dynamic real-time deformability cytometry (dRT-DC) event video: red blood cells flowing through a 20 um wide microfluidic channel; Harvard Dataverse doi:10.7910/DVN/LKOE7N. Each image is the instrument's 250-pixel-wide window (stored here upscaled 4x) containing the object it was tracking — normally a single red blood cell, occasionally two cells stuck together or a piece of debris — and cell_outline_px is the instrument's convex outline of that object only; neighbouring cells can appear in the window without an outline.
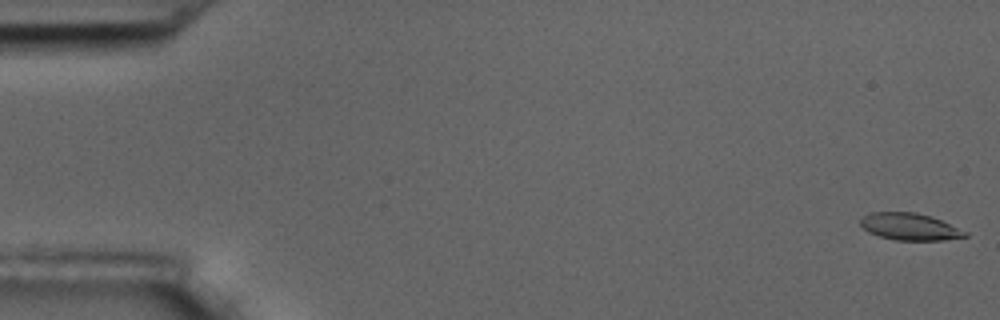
{"species": "common noctule bat (a hibernating species)", "species_latin": "Nyctalus noctula", "temperature_condition": "room temperature", "stored_images_in_passage": 6, "camera_frame_rate_fps": 3000, "um_per_image_px": 0.085, "animal": {"sex": "male", "body_mass_g": 17.5, "forearm_length_mm": 52.3}, "frame": {"image": 1, "passage_image": 1, "time_ms": 0.0, "image_size_px": [1000, 320], "cell_outline_px": [[968, 236], [944, 240], [896, 240], [880, 236], [868, 232], [860, 224], [860, 220], [864, 216], [872, 212], [916, 212], [932, 216], [968, 232]], "centroid_in_image_um": [77.35, 19.26], "position_along_channel_um": 7.7, "area_um2": 16.42}}
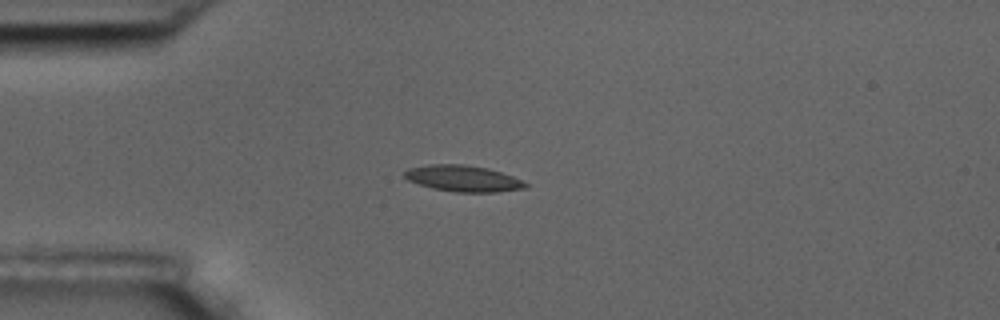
{"frame": {"image": 2, "passage_image": 5, "time_ms": 4.667, "image_size_px": [1000, 320], "cell_outline_px": [[528, 188], [496, 192], [456, 192], [432, 188], [408, 180], [404, 176], [404, 172], [408, 168], [428, 164], [464, 164], [488, 168], [512, 176], [528, 184]], "centroid_in_image_um": [39.36, 15.17], "position_along_channel_um": 45.6, "area_um2": 18.44}}